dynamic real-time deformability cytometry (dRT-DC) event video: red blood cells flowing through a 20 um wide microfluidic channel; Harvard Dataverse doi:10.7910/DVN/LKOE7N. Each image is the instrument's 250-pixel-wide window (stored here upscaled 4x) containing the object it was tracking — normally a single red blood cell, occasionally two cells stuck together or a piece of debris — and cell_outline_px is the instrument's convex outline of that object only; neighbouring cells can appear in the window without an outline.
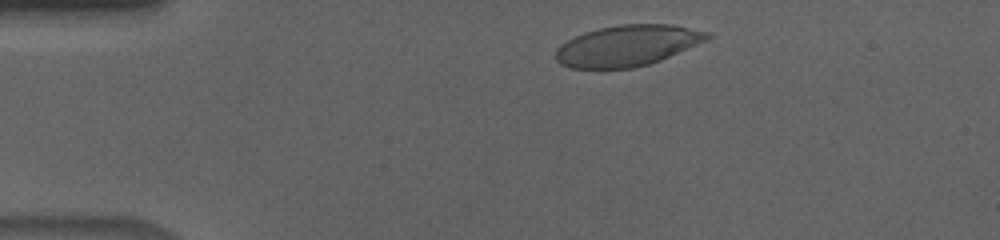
{"species": "human", "species_latin": "Homo sapiens", "temperature_condition": "cold", "stored_images_in_passage": 42, "camera_frame_rate_fps": 3000, "um_per_image_px": 0.085, "donor": {"sex": "male"}, "frame": {"image": 1, "passage_image": 4, "time_ms": 1.0, "image_size_px": [1000, 240], "cell_outline_px": [[712, 36], [696, 44], [660, 60], [648, 64], [632, 68], [572, 68], [560, 64], [556, 60], [556, 48], [560, 44], [576, 36], [600, 28], [620, 24], [672, 24], [708, 32]], "centroid_in_image_um": [53.29, 3.88], "position_along_channel_um": 31.7, "area_um2": 35.6}}
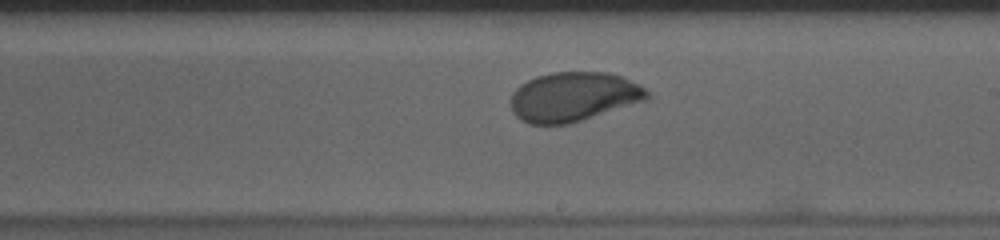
{"frame": {"image": 2, "passage_image": 26, "time_ms": 8.333, "image_size_px": [1000, 240], "cell_outline_px": [[652, 96], [648, 100], [568, 124], [528, 124], [520, 120], [512, 112], [512, 92], [520, 84], [536, 76], [552, 72], [608, 72], [624, 76], [640, 84]], "centroid_in_image_um": [48.78, 8.22], "position_along_channel_um": 240.2, "area_um2": 39.54}}
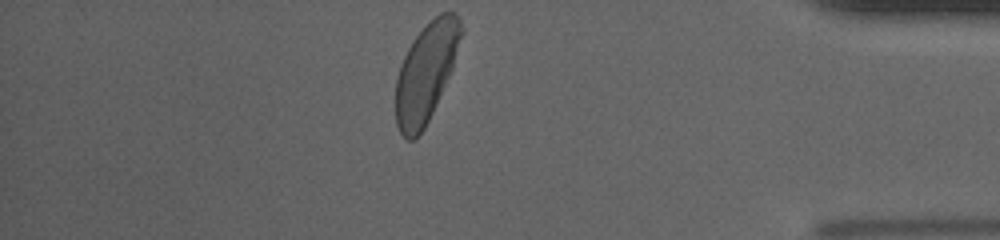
{"frame": {"image": 3, "passage_image": 42, "time_ms": 13.667, "image_size_px": [1000, 240], "cell_outline_px": [[464, 32], [452, 68], [432, 112], [424, 128], [412, 140], [408, 140], [400, 132], [396, 124], [396, 76], [400, 64], [412, 40], [440, 12], [456, 12], [464, 28]], "centroid_in_image_um": [36.22, 6.12], "position_along_channel_um": 399.0, "area_um2": 37.17}, "authors_computed_cell_mechanics": {"area_um2": 39.1017, "velocity_mm_per_s": 3.6066, "shape_relaxation_time_tau1_ms": 3.4968, "shape_relaxation_time_tau2_ms": null, "deformation_change_tau1": 0.1568, "deformation_change_tau2": null}}